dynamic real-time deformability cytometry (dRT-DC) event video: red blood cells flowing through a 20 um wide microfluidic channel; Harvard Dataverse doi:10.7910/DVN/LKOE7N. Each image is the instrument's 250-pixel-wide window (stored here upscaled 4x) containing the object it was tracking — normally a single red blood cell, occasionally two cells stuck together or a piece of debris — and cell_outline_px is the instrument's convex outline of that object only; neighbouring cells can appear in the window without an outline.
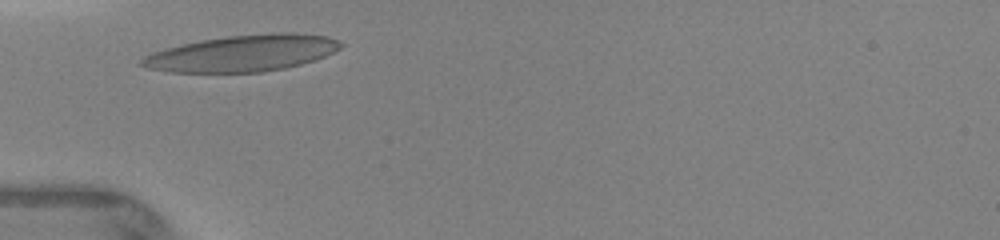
{"species": "human", "species_latin": "Homo sapiens", "temperature_condition": "warm", "stored_images_in_passage": 5, "camera_frame_rate_fps": 3000, "um_per_image_px": 0.085, "donor": {"sex": "female"}, "frame": {"image": 1, "passage_image": 4, "time_ms": 0.667, "image_size_px": [1000, 240], "cell_outline_px": [[344, 44], [340, 48], [324, 56], [300, 64], [284, 68], [264, 72], [168, 72], [148, 68], [136, 64], [144, 56], [152, 52], [184, 44], [204, 40], [228, 36], [272, 32], [292, 32], [328, 36], [340, 40]], "centroid_in_image_um": [20.62, 4.52], "position_along_channel_um": 64.4, "area_um2": 42.14}}